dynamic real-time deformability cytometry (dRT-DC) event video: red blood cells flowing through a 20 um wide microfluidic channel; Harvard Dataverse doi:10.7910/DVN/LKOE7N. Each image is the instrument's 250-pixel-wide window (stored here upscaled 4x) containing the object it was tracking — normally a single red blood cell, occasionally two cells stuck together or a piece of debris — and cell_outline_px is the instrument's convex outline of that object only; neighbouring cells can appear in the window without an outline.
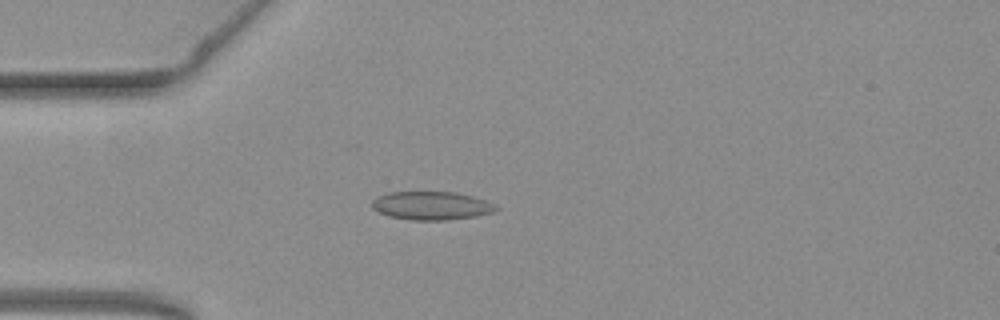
{"species": "common noctule bat (a hibernating species)", "species_latin": "Nyctalus noctula", "temperature_condition": "warm", "stored_images_in_passage": 43, "camera_frame_rate_fps": 3000, "um_per_image_px": 0.085, "animal": {"sex": "female", "body_mass_g": 19.3, "forearm_length_mm": 54.1}, "frame": {"image": 1, "passage_image": 4, "time_ms": 1.0, "image_size_px": [1000, 320], "cell_outline_px": [[500, 208], [492, 212], [476, 216], [448, 220], [412, 220], [388, 216], [372, 208], [372, 200], [376, 196], [388, 192], [456, 192], [472, 196], [496, 204]], "centroid_in_image_um": [36.67, 17.48], "position_along_channel_um": 48.3, "area_um2": 20.58}}
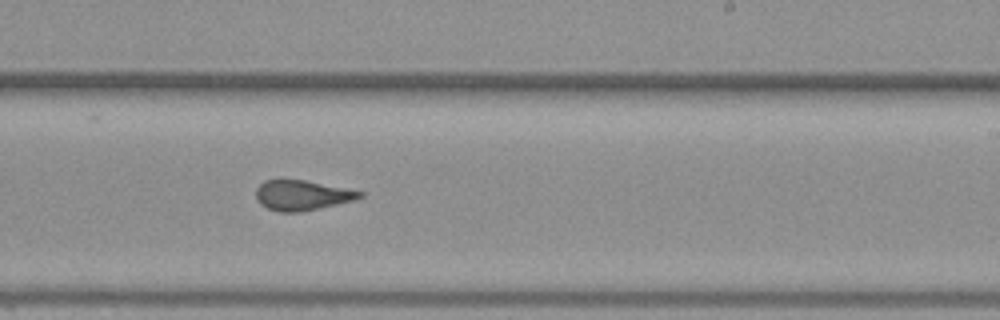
{"frame": {"image": 2, "passage_image": 22, "time_ms": 7.0, "image_size_px": [1000, 320], "cell_outline_px": [[364, 196], [352, 200], [336, 204], [300, 212], [280, 212], [268, 208], [260, 204], [256, 200], [256, 188], [264, 180], [304, 180], [364, 192]], "centroid_in_image_um": [25.63, 16.6], "position_along_channel_um": 263.4, "area_um2": 17.92}}
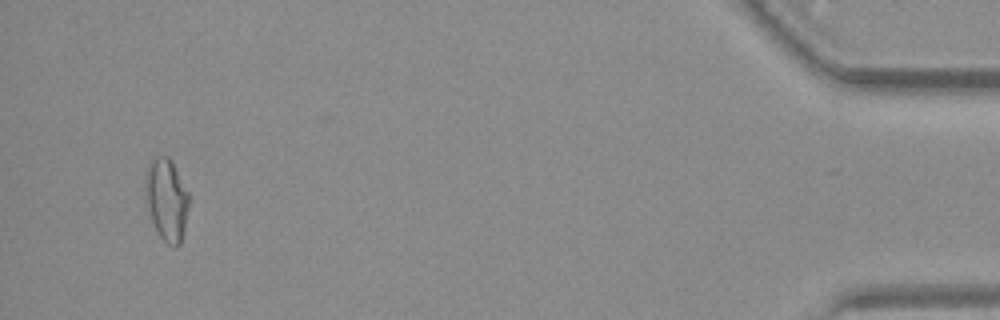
{"frame": {"image": 3, "passage_image": 41, "time_ms": 13.333, "image_size_px": [1000, 320], "cell_outline_px": [[188, 208], [184, 228], [180, 244], [176, 248], [172, 248], [160, 236], [152, 220], [148, 204], [144, 180], [148, 168], [152, 160], [160, 156], [168, 156], [172, 160], [188, 192]], "centroid_in_image_um": [14.18, 16.97], "position_along_channel_um": 421.0, "area_um2": 20.4}, "authors_computed_cell_mechanics": {"area_um2": 19.0162, "velocity_mm_per_s": 3.7867, "shape_relaxation_time_tau1_ms": null, "shape_relaxation_time_tau2_ms": 1.7279, "deformation_change_tau1": null, "deformation_change_tau2": 0.0808}}